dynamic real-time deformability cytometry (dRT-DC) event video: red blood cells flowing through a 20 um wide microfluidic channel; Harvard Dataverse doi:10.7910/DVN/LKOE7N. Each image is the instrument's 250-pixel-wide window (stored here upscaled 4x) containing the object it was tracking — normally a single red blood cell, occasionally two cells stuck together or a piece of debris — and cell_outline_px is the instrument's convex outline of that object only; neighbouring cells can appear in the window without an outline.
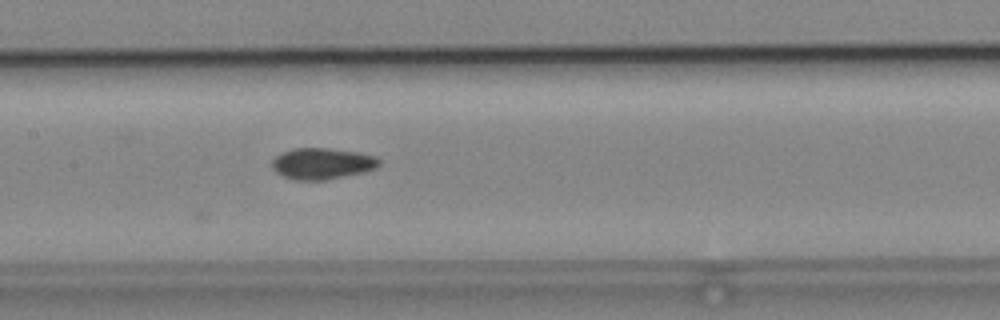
{"species": "common noctule bat (a hibernating species)", "species_latin": "Nyctalus noctula", "temperature_condition": "cold", "stored_images_in_passage": 42, "camera_frame_rate_fps": 3000, "um_per_image_px": 0.085, "animal": {"sex": "male", "body_mass_g": 19.2, "forearm_length_mm": 51.8}, "frame": {"image": 1, "passage_image": 14, "time_ms": 4.333, "image_size_px": [1000, 320], "cell_outline_px": [[380, 164], [376, 168], [364, 172], [324, 180], [296, 180], [284, 176], [276, 172], [272, 168], [272, 160], [280, 152], [296, 148], [332, 148], [360, 152], [376, 156], [380, 160]], "centroid_in_image_um": [27.4, 13.89], "position_along_channel_um": 180.0, "area_um2": 19.65}}
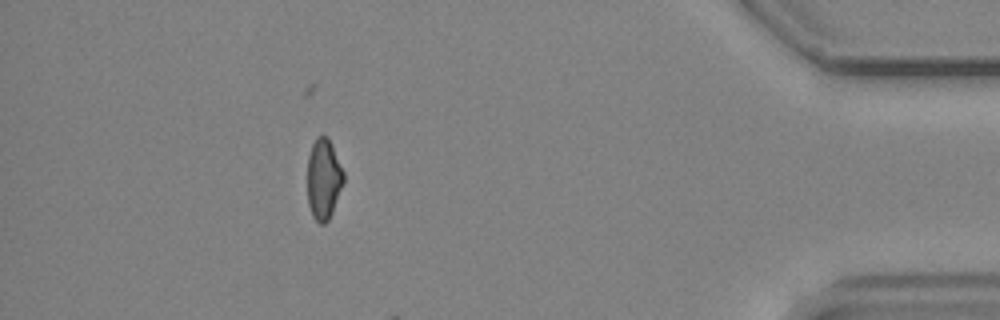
{"frame": {"image": 2, "passage_image": 36, "time_ms": 11.667, "image_size_px": [1000, 320], "cell_outline_px": [[344, 180], [332, 212], [328, 220], [324, 224], [320, 224], [312, 216], [308, 204], [308, 156], [312, 144], [316, 136], [328, 136], [332, 144], [344, 172]], "centroid_in_image_um": [27.5, 15.2], "position_along_channel_um": 407.7, "area_um2": 16.99}}